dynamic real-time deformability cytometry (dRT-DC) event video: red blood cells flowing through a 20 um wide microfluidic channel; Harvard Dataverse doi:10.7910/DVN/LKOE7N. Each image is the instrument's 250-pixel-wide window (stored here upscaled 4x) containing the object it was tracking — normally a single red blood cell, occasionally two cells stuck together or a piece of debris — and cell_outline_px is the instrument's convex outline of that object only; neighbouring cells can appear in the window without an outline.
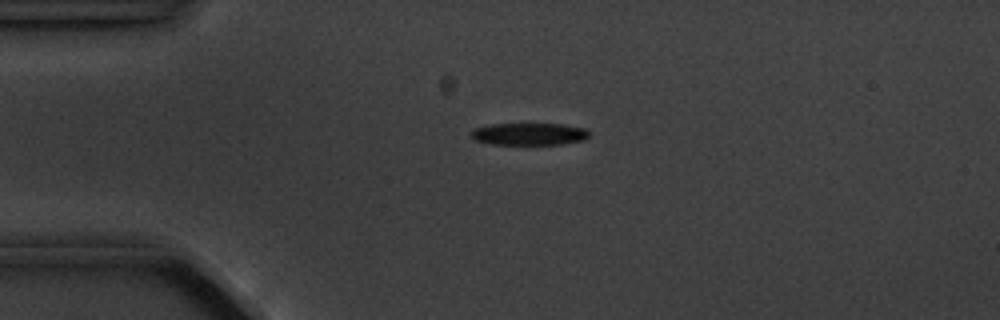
{"species": "common noctule bat (a hibernating species)", "species_latin": "Nyctalus noctula", "temperature_condition": "cold", "stored_images_in_passage": 4, "camera_frame_rate_fps": 3000, "um_per_image_px": 0.085, "animal": {"sex": "male", "body_mass_g": 20.1, "forearm_length_mm": 53.5}, "frame": {"image": 1, "passage_image": 3, "time_ms": 2.333, "image_size_px": [1000, 320], "cell_outline_px": [[588, 136], [584, 140], [564, 144], [492, 144], [476, 140], [468, 132], [472, 128], [492, 124], [564, 124], [584, 128], [588, 132]], "centroid_in_image_um": [44.95, 11.38], "position_along_channel_um": 40.0, "area_um2": 15.26}}